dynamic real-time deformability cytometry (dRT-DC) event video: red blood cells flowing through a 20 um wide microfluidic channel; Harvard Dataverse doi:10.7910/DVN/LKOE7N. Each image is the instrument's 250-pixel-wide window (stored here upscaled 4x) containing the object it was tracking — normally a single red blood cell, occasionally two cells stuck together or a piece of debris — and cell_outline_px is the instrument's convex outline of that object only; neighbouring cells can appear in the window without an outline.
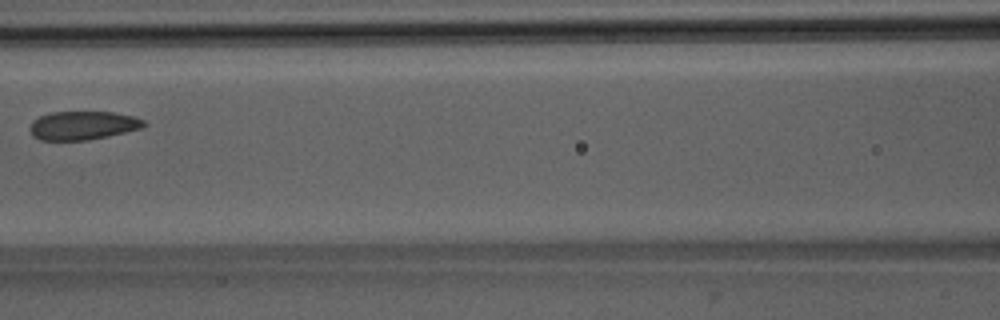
{"species": "Egyptian fruit bat (a non-hibernating species)", "species_latin": "Rousettus aegyptiacus", "temperature_condition": "room temperature", "stored_images_in_passage": 7, "camera_frame_rate_fps": 3000, "um_per_image_px": 0.085, "animal": {"sex": "male"}, "frame": {"image": 1, "passage_image": 5, "time_ms": 4.667, "image_size_px": [1000, 320], "cell_outline_px": [[148, 124], [140, 128], [124, 132], [88, 140], [40, 140], [32, 136], [28, 128], [32, 120], [40, 116], [52, 112], [112, 112], [132, 116], [144, 120]], "centroid_in_image_um": [6.99, 10.66], "position_along_channel_um": 159.6, "area_um2": 18.96}}